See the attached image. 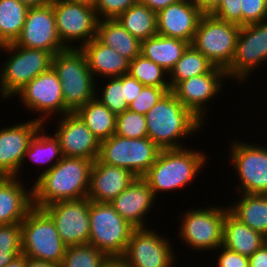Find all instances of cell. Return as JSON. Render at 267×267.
Returning a JSON list of instances; mask_svg holds the SVG:
<instances>
[{
	"instance_id": "53",
	"label": "cell",
	"mask_w": 267,
	"mask_h": 267,
	"mask_svg": "<svg viewBox=\"0 0 267 267\" xmlns=\"http://www.w3.org/2000/svg\"><path fill=\"white\" fill-rule=\"evenodd\" d=\"M69 1L83 3L95 7L98 0H69Z\"/></svg>"
},
{
	"instance_id": "16",
	"label": "cell",
	"mask_w": 267,
	"mask_h": 267,
	"mask_svg": "<svg viewBox=\"0 0 267 267\" xmlns=\"http://www.w3.org/2000/svg\"><path fill=\"white\" fill-rule=\"evenodd\" d=\"M228 77L224 69L214 67L209 73L193 76L179 82L171 91L205 125L208 103L218 96Z\"/></svg>"
},
{
	"instance_id": "21",
	"label": "cell",
	"mask_w": 267,
	"mask_h": 267,
	"mask_svg": "<svg viewBox=\"0 0 267 267\" xmlns=\"http://www.w3.org/2000/svg\"><path fill=\"white\" fill-rule=\"evenodd\" d=\"M202 15L192 0H178L157 13V34L191 45Z\"/></svg>"
},
{
	"instance_id": "20",
	"label": "cell",
	"mask_w": 267,
	"mask_h": 267,
	"mask_svg": "<svg viewBox=\"0 0 267 267\" xmlns=\"http://www.w3.org/2000/svg\"><path fill=\"white\" fill-rule=\"evenodd\" d=\"M57 119L54 136L58 139L63 156L87 158L92 161L98 159L100 140L75 112L59 116Z\"/></svg>"
},
{
	"instance_id": "22",
	"label": "cell",
	"mask_w": 267,
	"mask_h": 267,
	"mask_svg": "<svg viewBox=\"0 0 267 267\" xmlns=\"http://www.w3.org/2000/svg\"><path fill=\"white\" fill-rule=\"evenodd\" d=\"M155 200L156 198L148 183L142 177H137L110 203L120 216L132 226L147 228L146 218L148 216L146 215L153 209Z\"/></svg>"
},
{
	"instance_id": "11",
	"label": "cell",
	"mask_w": 267,
	"mask_h": 267,
	"mask_svg": "<svg viewBox=\"0 0 267 267\" xmlns=\"http://www.w3.org/2000/svg\"><path fill=\"white\" fill-rule=\"evenodd\" d=\"M160 151L148 137L130 139L114 134L100 142L98 160L128 169L136 177H143L156 161Z\"/></svg>"
},
{
	"instance_id": "32",
	"label": "cell",
	"mask_w": 267,
	"mask_h": 267,
	"mask_svg": "<svg viewBox=\"0 0 267 267\" xmlns=\"http://www.w3.org/2000/svg\"><path fill=\"white\" fill-rule=\"evenodd\" d=\"M116 20L140 42L157 34V13L138 2Z\"/></svg>"
},
{
	"instance_id": "9",
	"label": "cell",
	"mask_w": 267,
	"mask_h": 267,
	"mask_svg": "<svg viewBox=\"0 0 267 267\" xmlns=\"http://www.w3.org/2000/svg\"><path fill=\"white\" fill-rule=\"evenodd\" d=\"M241 27L212 14H203L191 45L200 51L215 67H230Z\"/></svg>"
},
{
	"instance_id": "47",
	"label": "cell",
	"mask_w": 267,
	"mask_h": 267,
	"mask_svg": "<svg viewBox=\"0 0 267 267\" xmlns=\"http://www.w3.org/2000/svg\"><path fill=\"white\" fill-rule=\"evenodd\" d=\"M203 14H212L221 4L222 0H192Z\"/></svg>"
},
{
	"instance_id": "29",
	"label": "cell",
	"mask_w": 267,
	"mask_h": 267,
	"mask_svg": "<svg viewBox=\"0 0 267 267\" xmlns=\"http://www.w3.org/2000/svg\"><path fill=\"white\" fill-rule=\"evenodd\" d=\"M229 211L245 225L267 238V194H240Z\"/></svg>"
},
{
	"instance_id": "44",
	"label": "cell",
	"mask_w": 267,
	"mask_h": 267,
	"mask_svg": "<svg viewBox=\"0 0 267 267\" xmlns=\"http://www.w3.org/2000/svg\"><path fill=\"white\" fill-rule=\"evenodd\" d=\"M221 251L217 255V267H249V257L239 254L237 252L231 251L224 246H220L216 249Z\"/></svg>"
},
{
	"instance_id": "37",
	"label": "cell",
	"mask_w": 267,
	"mask_h": 267,
	"mask_svg": "<svg viewBox=\"0 0 267 267\" xmlns=\"http://www.w3.org/2000/svg\"><path fill=\"white\" fill-rule=\"evenodd\" d=\"M104 85L101 90L97 86L95 98H97L102 104L108 107L115 115L121 114L129 109V105L125 99V86L123 85V75L113 78H105ZM99 90V91H98ZM101 93V94H100Z\"/></svg>"
},
{
	"instance_id": "4",
	"label": "cell",
	"mask_w": 267,
	"mask_h": 267,
	"mask_svg": "<svg viewBox=\"0 0 267 267\" xmlns=\"http://www.w3.org/2000/svg\"><path fill=\"white\" fill-rule=\"evenodd\" d=\"M52 68L61 82L64 105L70 112L95 98L96 81L80 49L67 48L56 53Z\"/></svg>"
},
{
	"instance_id": "17",
	"label": "cell",
	"mask_w": 267,
	"mask_h": 267,
	"mask_svg": "<svg viewBox=\"0 0 267 267\" xmlns=\"http://www.w3.org/2000/svg\"><path fill=\"white\" fill-rule=\"evenodd\" d=\"M53 220L67 245L88 244L90 235L89 199L57 201L42 208Z\"/></svg>"
},
{
	"instance_id": "13",
	"label": "cell",
	"mask_w": 267,
	"mask_h": 267,
	"mask_svg": "<svg viewBox=\"0 0 267 267\" xmlns=\"http://www.w3.org/2000/svg\"><path fill=\"white\" fill-rule=\"evenodd\" d=\"M15 96H18L17 99L21 100L20 103L29 112H35V115L38 113L37 117H39H36L35 120L45 126L50 123L51 117H59L70 113L64 105L61 82L53 68L39 74Z\"/></svg>"
},
{
	"instance_id": "10",
	"label": "cell",
	"mask_w": 267,
	"mask_h": 267,
	"mask_svg": "<svg viewBox=\"0 0 267 267\" xmlns=\"http://www.w3.org/2000/svg\"><path fill=\"white\" fill-rule=\"evenodd\" d=\"M246 141V143H245ZM231 140L229 161L236 172L237 194H267V143ZM260 143V144H259Z\"/></svg>"
},
{
	"instance_id": "52",
	"label": "cell",
	"mask_w": 267,
	"mask_h": 267,
	"mask_svg": "<svg viewBox=\"0 0 267 267\" xmlns=\"http://www.w3.org/2000/svg\"><path fill=\"white\" fill-rule=\"evenodd\" d=\"M28 9L41 7L51 3L53 0H20Z\"/></svg>"
},
{
	"instance_id": "54",
	"label": "cell",
	"mask_w": 267,
	"mask_h": 267,
	"mask_svg": "<svg viewBox=\"0 0 267 267\" xmlns=\"http://www.w3.org/2000/svg\"><path fill=\"white\" fill-rule=\"evenodd\" d=\"M9 43L5 40V38L0 33V52L5 51L8 48Z\"/></svg>"
},
{
	"instance_id": "40",
	"label": "cell",
	"mask_w": 267,
	"mask_h": 267,
	"mask_svg": "<svg viewBox=\"0 0 267 267\" xmlns=\"http://www.w3.org/2000/svg\"><path fill=\"white\" fill-rule=\"evenodd\" d=\"M168 91L170 87L144 86L129 104V110L145 115Z\"/></svg>"
},
{
	"instance_id": "26",
	"label": "cell",
	"mask_w": 267,
	"mask_h": 267,
	"mask_svg": "<svg viewBox=\"0 0 267 267\" xmlns=\"http://www.w3.org/2000/svg\"><path fill=\"white\" fill-rule=\"evenodd\" d=\"M266 241L267 238L261 233L245 225L229 210L226 212L222 246L249 257Z\"/></svg>"
},
{
	"instance_id": "5",
	"label": "cell",
	"mask_w": 267,
	"mask_h": 267,
	"mask_svg": "<svg viewBox=\"0 0 267 267\" xmlns=\"http://www.w3.org/2000/svg\"><path fill=\"white\" fill-rule=\"evenodd\" d=\"M8 58L0 64V100L9 101L27 83L52 68L54 54L9 43L4 53Z\"/></svg>"
},
{
	"instance_id": "34",
	"label": "cell",
	"mask_w": 267,
	"mask_h": 267,
	"mask_svg": "<svg viewBox=\"0 0 267 267\" xmlns=\"http://www.w3.org/2000/svg\"><path fill=\"white\" fill-rule=\"evenodd\" d=\"M27 12L20 0H0V33L8 43L20 36Z\"/></svg>"
},
{
	"instance_id": "14",
	"label": "cell",
	"mask_w": 267,
	"mask_h": 267,
	"mask_svg": "<svg viewBox=\"0 0 267 267\" xmlns=\"http://www.w3.org/2000/svg\"><path fill=\"white\" fill-rule=\"evenodd\" d=\"M53 11L58 36L66 48L80 49L96 37L99 19L94 7L69 0H53Z\"/></svg>"
},
{
	"instance_id": "35",
	"label": "cell",
	"mask_w": 267,
	"mask_h": 267,
	"mask_svg": "<svg viewBox=\"0 0 267 267\" xmlns=\"http://www.w3.org/2000/svg\"><path fill=\"white\" fill-rule=\"evenodd\" d=\"M128 74L144 86L170 87L169 73L141 54L130 61Z\"/></svg>"
},
{
	"instance_id": "6",
	"label": "cell",
	"mask_w": 267,
	"mask_h": 267,
	"mask_svg": "<svg viewBox=\"0 0 267 267\" xmlns=\"http://www.w3.org/2000/svg\"><path fill=\"white\" fill-rule=\"evenodd\" d=\"M194 208L185 209L182 215H179L177 238L179 237L180 242L193 251L197 250L200 253L205 250L215 253L223 244L225 215L229 209L216 204L206 208Z\"/></svg>"
},
{
	"instance_id": "2",
	"label": "cell",
	"mask_w": 267,
	"mask_h": 267,
	"mask_svg": "<svg viewBox=\"0 0 267 267\" xmlns=\"http://www.w3.org/2000/svg\"><path fill=\"white\" fill-rule=\"evenodd\" d=\"M148 138L160 149L185 148V139L205 124L168 91L146 114ZM184 139V140H183ZM184 144V145H183Z\"/></svg>"
},
{
	"instance_id": "38",
	"label": "cell",
	"mask_w": 267,
	"mask_h": 267,
	"mask_svg": "<svg viewBox=\"0 0 267 267\" xmlns=\"http://www.w3.org/2000/svg\"><path fill=\"white\" fill-rule=\"evenodd\" d=\"M21 223L0 225V267L22 253Z\"/></svg>"
},
{
	"instance_id": "30",
	"label": "cell",
	"mask_w": 267,
	"mask_h": 267,
	"mask_svg": "<svg viewBox=\"0 0 267 267\" xmlns=\"http://www.w3.org/2000/svg\"><path fill=\"white\" fill-rule=\"evenodd\" d=\"M45 129L49 130L45 127V125H42L38 129L34 137L30 140L28 149L24 156V162L27 159L29 163L30 161L33 164L35 163L41 170L43 165H47V168L44 167L40 173L38 171L37 178L45 171L50 170L63 157L58 139L54 136V134H46L44 132Z\"/></svg>"
},
{
	"instance_id": "33",
	"label": "cell",
	"mask_w": 267,
	"mask_h": 267,
	"mask_svg": "<svg viewBox=\"0 0 267 267\" xmlns=\"http://www.w3.org/2000/svg\"><path fill=\"white\" fill-rule=\"evenodd\" d=\"M214 67L200 51L189 45L174 68L169 72L170 89L172 90L185 79L209 73Z\"/></svg>"
},
{
	"instance_id": "15",
	"label": "cell",
	"mask_w": 267,
	"mask_h": 267,
	"mask_svg": "<svg viewBox=\"0 0 267 267\" xmlns=\"http://www.w3.org/2000/svg\"><path fill=\"white\" fill-rule=\"evenodd\" d=\"M170 243L165 235L154 228H135L121 258L130 267H171L177 256Z\"/></svg>"
},
{
	"instance_id": "41",
	"label": "cell",
	"mask_w": 267,
	"mask_h": 267,
	"mask_svg": "<svg viewBox=\"0 0 267 267\" xmlns=\"http://www.w3.org/2000/svg\"><path fill=\"white\" fill-rule=\"evenodd\" d=\"M138 0H98L94 9L99 20L116 19Z\"/></svg>"
},
{
	"instance_id": "50",
	"label": "cell",
	"mask_w": 267,
	"mask_h": 267,
	"mask_svg": "<svg viewBox=\"0 0 267 267\" xmlns=\"http://www.w3.org/2000/svg\"><path fill=\"white\" fill-rule=\"evenodd\" d=\"M101 267H130L121 257H109Z\"/></svg>"
},
{
	"instance_id": "19",
	"label": "cell",
	"mask_w": 267,
	"mask_h": 267,
	"mask_svg": "<svg viewBox=\"0 0 267 267\" xmlns=\"http://www.w3.org/2000/svg\"><path fill=\"white\" fill-rule=\"evenodd\" d=\"M42 125L33 117L31 120L0 129V176L23 177L21 174L25 167V153L30 140Z\"/></svg>"
},
{
	"instance_id": "48",
	"label": "cell",
	"mask_w": 267,
	"mask_h": 267,
	"mask_svg": "<svg viewBox=\"0 0 267 267\" xmlns=\"http://www.w3.org/2000/svg\"><path fill=\"white\" fill-rule=\"evenodd\" d=\"M177 1L178 0H138V3L146 5L153 12L158 13L160 10L165 9L167 6Z\"/></svg>"
},
{
	"instance_id": "23",
	"label": "cell",
	"mask_w": 267,
	"mask_h": 267,
	"mask_svg": "<svg viewBox=\"0 0 267 267\" xmlns=\"http://www.w3.org/2000/svg\"><path fill=\"white\" fill-rule=\"evenodd\" d=\"M137 177L128 169L93 161L87 198L93 202L110 203Z\"/></svg>"
},
{
	"instance_id": "12",
	"label": "cell",
	"mask_w": 267,
	"mask_h": 267,
	"mask_svg": "<svg viewBox=\"0 0 267 267\" xmlns=\"http://www.w3.org/2000/svg\"><path fill=\"white\" fill-rule=\"evenodd\" d=\"M265 62L267 63V20L242 26L233 60L226 70L228 80L247 84L254 71H258Z\"/></svg>"
},
{
	"instance_id": "28",
	"label": "cell",
	"mask_w": 267,
	"mask_h": 267,
	"mask_svg": "<svg viewBox=\"0 0 267 267\" xmlns=\"http://www.w3.org/2000/svg\"><path fill=\"white\" fill-rule=\"evenodd\" d=\"M96 38L130 61L140 54L141 42L116 19L98 20Z\"/></svg>"
},
{
	"instance_id": "36",
	"label": "cell",
	"mask_w": 267,
	"mask_h": 267,
	"mask_svg": "<svg viewBox=\"0 0 267 267\" xmlns=\"http://www.w3.org/2000/svg\"><path fill=\"white\" fill-rule=\"evenodd\" d=\"M109 257L90 244L67 246L61 267H101Z\"/></svg>"
},
{
	"instance_id": "43",
	"label": "cell",
	"mask_w": 267,
	"mask_h": 267,
	"mask_svg": "<svg viewBox=\"0 0 267 267\" xmlns=\"http://www.w3.org/2000/svg\"><path fill=\"white\" fill-rule=\"evenodd\" d=\"M241 0H222L220 6L212 13L215 17L242 27Z\"/></svg>"
},
{
	"instance_id": "1",
	"label": "cell",
	"mask_w": 267,
	"mask_h": 267,
	"mask_svg": "<svg viewBox=\"0 0 267 267\" xmlns=\"http://www.w3.org/2000/svg\"><path fill=\"white\" fill-rule=\"evenodd\" d=\"M93 161L63 156L50 170L34 178L33 206L87 198ZM36 179V181H35Z\"/></svg>"
},
{
	"instance_id": "45",
	"label": "cell",
	"mask_w": 267,
	"mask_h": 267,
	"mask_svg": "<svg viewBox=\"0 0 267 267\" xmlns=\"http://www.w3.org/2000/svg\"><path fill=\"white\" fill-rule=\"evenodd\" d=\"M123 85L125 86V99L128 105L134 101L144 87V85L129 74L123 75Z\"/></svg>"
},
{
	"instance_id": "25",
	"label": "cell",
	"mask_w": 267,
	"mask_h": 267,
	"mask_svg": "<svg viewBox=\"0 0 267 267\" xmlns=\"http://www.w3.org/2000/svg\"><path fill=\"white\" fill-rule=\"evenodd\" d=\"M80 50L86 57L95 81L97 77L105 79L128 74L130 60L101 43L96 37L83 45Z\"/></svg>"
},
{
	"instance_id": "51",
	"label": "cell",
	"mask_w": 267,
	"mask_h": 267,
	"mask_svg": "<svg viewBox=\"0 0 267 267\" xmlns=\"http://www.w3.org/2000/svg\"><path fill=\"white\" fill-rule=\"evenodd\" d=\"M26 266V255L21 253L14 257L5 267H25Z\"/></svg>"
},
{
	"instance_id": "27",
	"label": "cell",
	"mask_w": 267,
	"mask_h": 267,
	"mask_svg": "<svg viewBox=\"0 0 267 267\" xmlns=\"http://www.w3.org/2000/svg\"><path fill=\"white\" fill-rule=\"evenodd\" d=\"M189 45L184 40L156 34L141 41L140 54L160 65L169 73Z\"/></svg>"
},
{
	"instance_id": "7",
	"label": "cell",
	"mask_w": 267,
	"mask_h": 267,
	"mask_svg": "<svg viewBox=\"0 0 267 267\" xmlns=\"http://www.w3.org/2000/svg\"><path fill=\"white\" fill-rule=\"evenodd\" d=\"M22 253L27 257L61 265L67 245L61 240L51 217L32 207L21 222Z\"/></svg>"
},
{
	"instance_id": "3",
	"label": "cell",
	"mask_w": 267,
	"mask_h": 267,
	"mask_svg": "<svg viewBox=\"0 0 267 267\" xmlns=\"http://www.w3.org/2000/svg\"><path fill=\"white\" fill-rule=\"evenodd\" d=\"M207 158L206 152L188 146L181 149H161L156 161L142 178L157 199L159 194L163 195L168 191L186 190L197 179L201 169L206 167Z\"/></svg>"
},
{
	"instance_id": "46",
	"label": "cell",
	"mask_w": 267,
	"mask_h": 267,
	"mask_svg": "<svg viewBox=\"0 0 267 267\" xmlns=\"http://www.w3.org/2000/svg\"><path fill=\"white\" fill-rule=\"evenodd\" d=\"M249 267H267V241L249 256Z\"/></svg>"
},
{
	"instance_id": "39",
	"label": "cell",
	"mask_w": 267,
	"mask_h": 267,
	"mask_svg": "<svg viewBox=\"0 0 267 267\" xmlns=\"http://www.w3.org/2000/svg\"><path fill=\"white\" fill-rule=\"evenodd\" d=\"M115 134L130 139L148 137L145 115L129 109L116 115Z\"/></svg>"
},
{
	"instance_id": "24",
	"label": "cell",
	"mask_w": 267,
	"mask_h": 267,
	"mask_svg": "<svg viewBox=\"0 0 267 267\" xmlns=\"http://www.w3.org/2000/svg\"><path fill=\"white\" fill-rule=\"evenodd\" d=\"M21 180L0 176V225L21 223L33 207L32 186L28 189Z\"/></svg>"
},
{
	"instance_id": "49",
	"label": "cell",
	"mask_w": 267,
	"mask_h": 267,
	"mask_svg": "<svg viewBox=\"0 0 267 267\" xmlns=\"http://www.w3.org/2000/svg\"><path fill=\"white\" fill-rule=\"evenodd\" d=\"M25 267H61L59 264L45 262L42 260L32 259L26 256V266Z\"/></svg>"
},
{
	"instance_id": "31",
	"label": "cell",
	"mask_w": 267,
	"mask_h": 267,
	"mask_svg": "<svg viewBox=\"0 0 267 267\" xmlns=\"http://www.w3.org/2000/svg\"><path fill=\"white\" fill-rule=\"evenodd\" d=\"M75 113L100 142L116 132V115L97 98L88 101Z\"/></svg>"
},
{
	"instance_id": "42",
	"label": "cell",
	"mask_w": 267,
	"mask_h": 267,
	"mask_svg": "<svg viewBox=\"0 0 267 267\" xmlns=\"http://www.w3.org/2000/svg\"><path fill=\"white\" fill-rule=\"evenodd\" d=\"M242 26L267 20V0H241Z\"/></svg>"
},
{
	"instance_id": "18",
	"label": "cell",
	"mask_w": 267,
	"mask_h": 267,
	"mask_svg": "<svg viewBox=\"0 0 267 267\" xmlns=\"http://www.w3.org/2000/svg\"><path fill=\"white\" fill-rule=\"evenodd\" d=\"M14 44L30 49H42L54 55L67 49L57 33L53 1L28 9L21 34Z\"/></svg>"
},
{
	"instance_id": "8",
	"label": "cell",
	"mask_w": 267,
	"mask_h": 267,
	"mask_svg": "<svg viewBox=\"0 0 267 267\" xmlns=\"http://www.w3.org/2000/svg\"><path fill=\"white\" fill-rule=\"evenodd\" d=\"M90 235L88 244L108 257H122L135 229L111 203L89 200Z\"/></svg>"
}]
</instances>
